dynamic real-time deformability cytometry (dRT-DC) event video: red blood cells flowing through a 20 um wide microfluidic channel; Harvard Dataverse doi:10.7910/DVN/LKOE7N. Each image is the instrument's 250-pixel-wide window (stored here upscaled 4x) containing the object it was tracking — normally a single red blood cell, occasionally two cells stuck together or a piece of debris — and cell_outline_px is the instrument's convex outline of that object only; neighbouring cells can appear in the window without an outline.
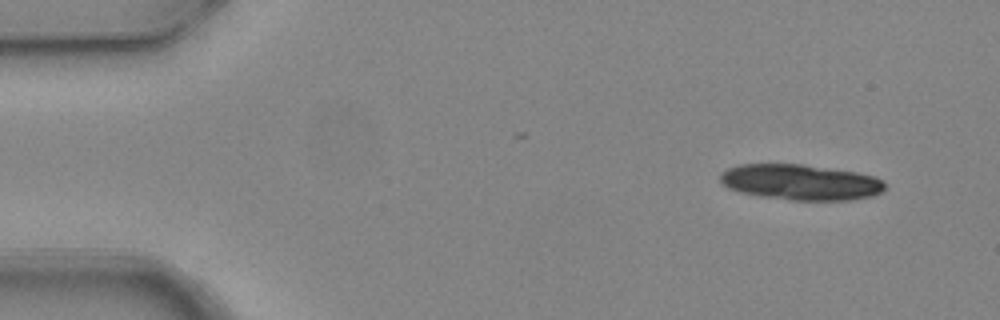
{"species": "common noctule bat (a hibernating species)", "species_latin": "Nyctalus noctula", "temperature_condition": "warm", "stored_images_in_passage": 5, "segment_of_instrument_passage": [1, 2], "camera_frame_rate_fps": 3000, "um_per_image_px": 0.085, "animal": {"sex": "female", "body_mass_g": 24.6, "forearm_length_mm": 56.2}, "frame": {"image": 1, "passage_image": 1, "time_ms": 0.0, "image_size_px": [1000, 320], "cell_outline_px": [[884, 188], [880, 192], [872, 196], [852, 200], [792, 200], [760, 196], [740, 192], [728, 188], [720, 180], [720, 172], [728, 168], [740, 164], [804, 164], [856, 172], [872, 176], [880, 180], [884, 184]], "centroid_in_image_um": [68.01, 15.48], "position_along_channel_um": 17.0, "area_um2": 34.1}}